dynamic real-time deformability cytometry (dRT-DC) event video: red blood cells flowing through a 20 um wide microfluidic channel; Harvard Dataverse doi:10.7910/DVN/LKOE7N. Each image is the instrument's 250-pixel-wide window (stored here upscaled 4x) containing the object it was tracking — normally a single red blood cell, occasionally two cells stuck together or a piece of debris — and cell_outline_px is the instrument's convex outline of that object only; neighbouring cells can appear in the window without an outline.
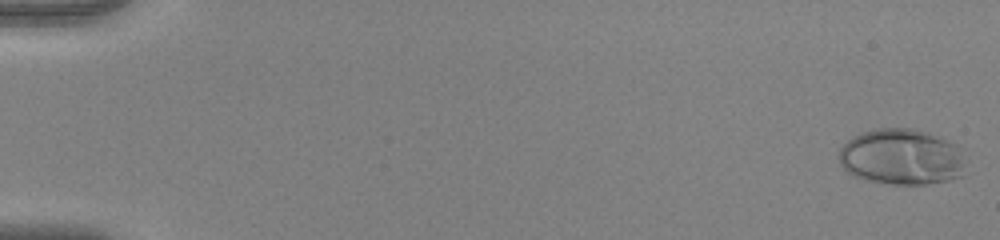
{"species": "human", "species_latin": "Homo sapiens", "temperature_condition": "warm", "stored_images_in_passage": 54, "camera_frame_rate_fps": 3000, "um_per_image_px": 0.085, "donor": {"sex": "female"}, "frame": {"image": 1, "passage_image": 1, "time_ms": 0.0, "image_size_px": [1000, 240], "cell_outline_px": [[968, 160], [964, 176], [948, 180], [924, 184], [892, 184], [864, 180], [852, 176], [840, 164], [836, 156], [840, 148], [852, 136], [876, 128], [912, 128], [928, 132], [940, 136], [964, 148]], "centroid_in_image_um": [76.7, 13.34], "position_along_channel_um": 8.3, "area_um2": 42.54}}
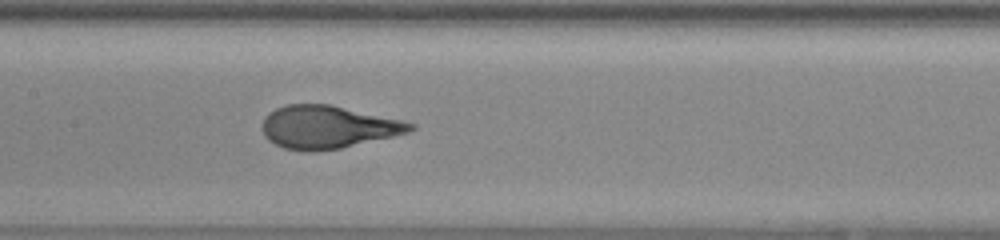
{"frame": {"image": 2, "passage_image": 28, "time_ms": 9.0, "image_size_px": [1000, 240], "cell_outline_px": [[416, 128], [408, 132], [392, 136], [340, 148], [284, 148], [268, 140], [264, 136], [260, 128], [260, 124], [264, 116], [268, 112], [276, 108], [288, 104], [328, 104], [404, 120], [416, 124]], "centroid_in_image_um": [27.85, 10.75], "position_along_channel_um": 179.6, "area_um2": 36.24}}
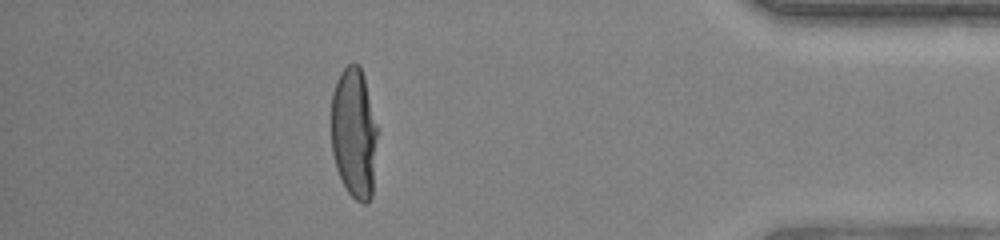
{"frame": {"image": 3, "passage_image": 48, "time_ms": 15.667, "image_size_px": [1000, 240], "cell_outline_px": [[376, 136], [372, 196], [364, 204], [356, 200], [348, 192], [336, 168], [332, 152], [332, 92], [336, 80], [340, 72], [348, 64], [360, 64], [364, 76], [376, 124]], "centroid_in_image_um": [30.07, 11.28], "position_along_channel_um": 405.1, "area_um2": 34.74}, "authors_computed_cell_mechanics": {"area_um2": 37.2521, "velocity_mm_per_s": 3.9441, "shape_relaxation_time_tau1_ms": 5.9502, "shape_relaxation_time_tau2_ms": null, "deformation_change_tau1": 0.3179, "deformation_change_tau2": null}}